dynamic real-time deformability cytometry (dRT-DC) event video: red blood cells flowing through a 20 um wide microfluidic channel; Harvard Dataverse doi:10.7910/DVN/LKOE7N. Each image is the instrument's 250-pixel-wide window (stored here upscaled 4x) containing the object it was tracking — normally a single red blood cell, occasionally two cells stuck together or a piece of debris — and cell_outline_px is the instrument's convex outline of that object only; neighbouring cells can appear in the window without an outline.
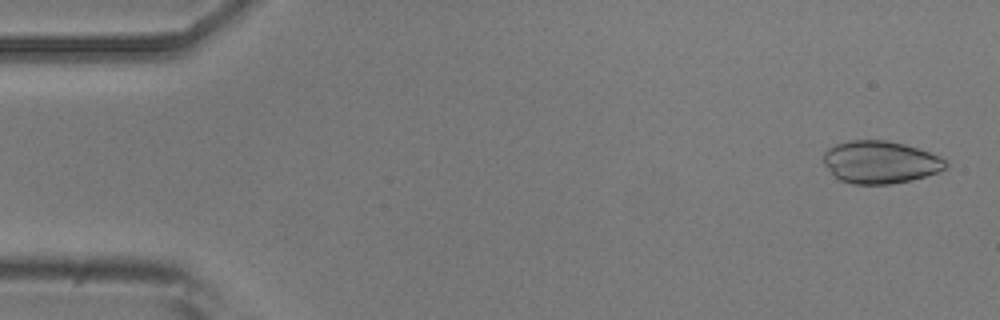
{"species": "common noctule bat (a hibernating species)", "species_latin": "Nyctalus noctula", "temperature_condition": "room temperature", "stored_images_in_passage": 52, "camera_frame_rate_fps": 3000, "um_per_image_px": 0.085, "animal": {"sex": "male", "body_mass_g": 20.5, "forearm_length_mm": 52.5}, "frame": {"image": 1, "passage_image": 2, "time_ms": 0.333, "image_size_px": [1000, 320], "cell_outline_px": [[948, 168], [924, 176], [908, 180], [888, 184], [852, 184], [840, 180], [824, 164], [824, 152], [828, 148], [836, 144], [852, 140], [884, 140], [904, 144], [940, 156], [948, 164]], "centroid_in_image_um": [74.81, 13.78], "position_along_channel_um": 10.2, "area_um2": 29.88}}
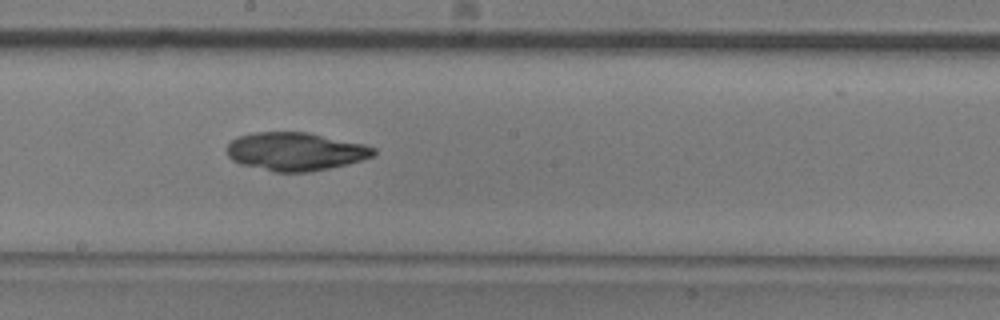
{"frame": {"image": 2, "passage_image": 28, "time_ms": 9.0, "image_size_px": [1000, 320], "cell_outline_px": [[376, 156], [348, 164], [308, 172], [272, 172], [240, 164], [232, 160], [228, 156], [228, 144], [236, 136], [256, 132], [308, 132], [364, 144], [376, 148]], "centroid_in_image_um": [25.13, 12.88], "position_along_channel_um": 223.1, "area_um2": 32.89}}
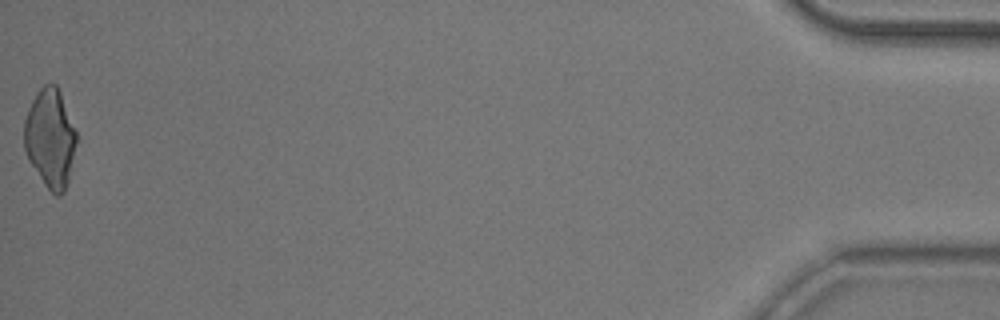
{"frame": {"image": 3, "passage_image": 52, "time_ms": 17.0, "image_size_px": [1000, 320], "cell_outline_px": [[76, 140], [68, 184], [64, 192], [60, 196], [56, 196], [44, 184], [28, 160], [24, 148], [24, 120], [28, 108], [36, 92], [44, 84], [56, 84], [60, 92], [76, 132]], "centroid_in_image_um": [4.25, 11.76], "position_along_channel_um": 431.0, "area_um2": 29.94}}